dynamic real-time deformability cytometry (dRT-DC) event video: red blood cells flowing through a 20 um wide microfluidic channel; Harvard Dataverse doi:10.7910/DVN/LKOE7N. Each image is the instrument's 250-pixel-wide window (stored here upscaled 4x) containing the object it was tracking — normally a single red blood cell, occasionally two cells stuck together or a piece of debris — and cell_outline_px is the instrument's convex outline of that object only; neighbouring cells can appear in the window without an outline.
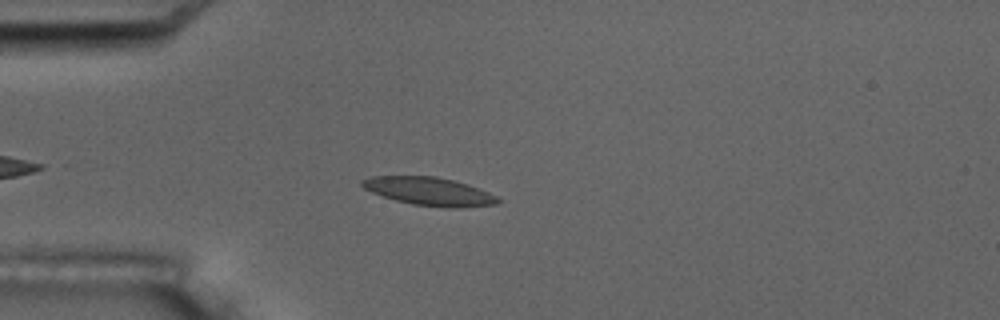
{"species": "common noctule bat (a hibernating species)", "species_latin": "Nyctalus noctula", "temperature_condition": "room temperature", "stored_images_in_passage": 10, "camera_frame_rate_fps": 3000, "um_per_image_px": 0.085, "animal": {"sex": "male", "body_mass_g": 17.5, "forearm_length_mm": 52.3}, "frame": {"image": 1, "passage_image": 4, "time_ms": 3.667, "image_size_px": [1000, 320], "cell_outline_px": [[500, 200], [496, 204], [460, 208], [444, 208], [412, 204], [396, 200], [372, 192], [364, 188], [360, 184], [360, 180], [372, 176], [436, 176], [468, 184], [480, 188], [496, 196]], "centroid_in_image_um": [36.49, 16.27], "position_along_channel_um": 48.5, "area_um2": 22.31}}